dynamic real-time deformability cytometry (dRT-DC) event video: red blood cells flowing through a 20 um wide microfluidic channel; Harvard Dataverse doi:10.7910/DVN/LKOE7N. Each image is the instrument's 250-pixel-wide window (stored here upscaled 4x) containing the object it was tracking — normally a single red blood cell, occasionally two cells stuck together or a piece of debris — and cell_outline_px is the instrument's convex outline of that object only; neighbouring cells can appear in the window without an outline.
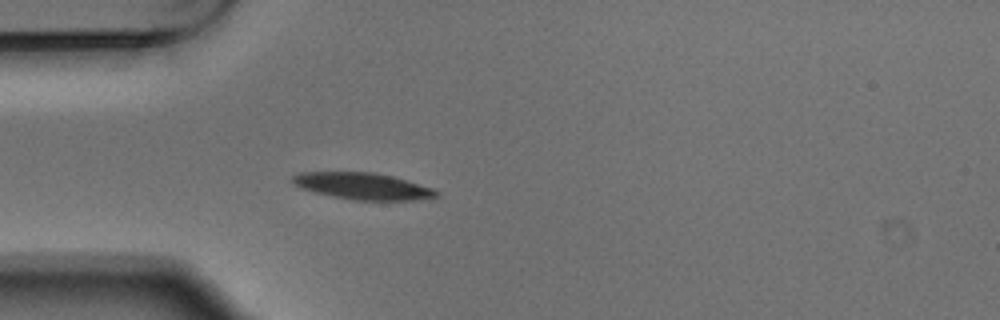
{"species": "Egyptian fruit bat (a non-hibernating species)", "species_latin": "Rousettus aegyptiacus", "temperature_condition": "warm", "stored_images_in_passage": 1, "camera_frame_rate_fps": 3000, "um_per_image_px": 0.085, "animal": {"sex": "male"}, "frame": {"image": 1, "passage_image": 1, "time_ms": 0.0, "image_size_px": [1000, 320], "cell_outline_px": [[440, 196], [428, 200], [352, 200], [332, 196], [300, 188], [292, 180], [292, 176], [300, 172], [372, 172], [392, 176], [432, 188], [440, 192]], "centroid_in_image_um": [30.89, 15.83], "position_along_channel_um": 54.1, "area_um2": 22.37}}